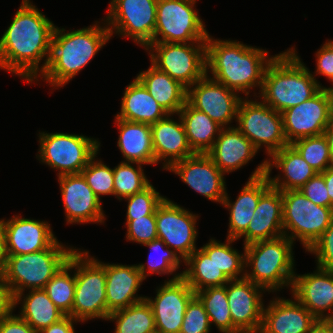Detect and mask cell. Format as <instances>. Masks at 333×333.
<instances>
[{
    "label": "cell",
    "mask_w": 333,
    "mask_h": 333,
    "mask_svg": "<svg viewBox=\"0 0 333 333\" xmlns=\"http://www.w3.org/2000/svg\"><path fill=\"white\" fill-rule=\"evenodd\" d=\"M75 294L72 312L79 322L107 319L105 268L89 255V251L75 249Z\"/></svg>",
    "instance_id": "obj_7"
},
{
    "label": "cell",
    "mask_w": 333,
    "mask_h": 333,
    "mask_svg": "<svg viewBox=\"0 0 333 333\" xmlns=\"http://www.w3.org/2000/svg\"><path fill=\"white\" fill-rule=\"evenodd\" d=\"M126 241L146 244L158 238L155 212L152 215L126 220Z\"/></svg>",
    "instance_id": "obj_46"
},
{
    "label": "cell",
    "mask_w": 333,
    "mask_h": 333,
    "mask_svg": "<svg viewBox=\"0 0 333 333\" xmlns=\"http://www.w3.org/2000/svg\"><path fill=\"white\" fill-rule=\"evenodd\" d=\"M19 308V316L34 330L40 332L62 319L65 314L52 302L44 289H31L13 297V309Z\"/></svg>",
    "instance_id": "obj_33"
},
{
    "label": "cell",
    "mask_w": 333,
    "mask_h": 333,
    "mask_svg": "<svg viewBox=\"0 0 333 333\" xmlns=\"http://www.w3.org/2000/svg\"><path fill=\"white\" fill-rule=\"evenodd\" d=\"M212 37L208 34L206 40V73H211L210 78L246 97L256 87L260 93L266 67L277 54L271 56L266 49Z\"/></svg>",
    "instance_id": "obj_2"
},
{
    "label": "cell",
    "mask_w": 333,
    "mask_h": 333,
    "mask_svg": "<svg viewBox=\"0 0 333 333\" xmlns=\"http://www.w3.org/2000/svg\"><path fill=\"white\" fill-rule=\"evenodd\" d=\"M73 270L74 274L72 273ZM75 285L74 251L70 255L68 262L46 283L44 288L48 297L65 315H69L72 312Z\"/></svg>",
    "instance_id": "obj_39"
},
{
    "label": "cell",
    "mask_w": 333,
    "mask_h": 333,
    "mask_svg": "<svg viewBox=\"0 0 333 333\" xmlns=\"http://www.w3.org/2000/svg\"><path fill=\"white\" fill-rule=\"evenodd\" d=\"M5 260H6V252H5L4 232L2 229V225L0 223V276L2 274L5 265Z\"/></svg>",
    "instance_id": "obj_55"
},
{
    "label": "cell",
    "mask_w": 333,
    "mask_h": 333,
    "mask_svg": "<svg viewBox=\"0 0 333 333\" xmlns=\"http://www.w3.org/2000/svg\"><path fill=\"white\" fill-rule=\"evenodd\" d=\"M263 287L244 278L227 283V298L233 326L240 333H259L263 316Z\"/></svg>",
    "instance_id": "obj_20"
},
{
    "label": "cell",
    "mask_w": 333,
    "mask_h": 333,
    "mask_svg": "<svg viewBox=\"0 0 333 333\" xmlns=\"http://www.w3.org/2000/svg\"><path fill=\"white\" fill-rule=\"evenodd\" d=\"M150 63L186 89L206 75V42L150 43Z\"/></svg>",
    "instance_id": "obj_11"
},
{
    "label": "cell",
    "mask_w": 333,
    "mask_h": 333,
    "mask_svg": "<svg viewBox=\"0 0 333 333\" xmlns=\"http://www.w3.org/2000/svg\"><path fill=\"white\" fill-rule=\"evenodd\" d=\"M308 333H331V330L323 319H317Z\"/></svg>",
    "instance_id": "obj_54"
},
{
    "label": "cell",
    "mask_w": 333,
    "mask_h": 333,
    "mask_svg": "<svg viewBox=\"0 0 333 333\" xmlns=\"http://www.w3.org/2000/svg\"><path fill=\"white\" fill-rule=\"evenodd\" d=\"M329 326L331 333H333V315L328 316L326 318L323 319Z\"/></svg>",
    "instance_id": "obj_57"
},
{
    "label": "cell",
    "mask_w": 333,
    "mask_h": 333,
    "mask_svg": "<svg viewBox=\"0 0 333 333\" xmlns=\"http://www.w3.org/2000/svg\"><path fill=\"white\" fill-rule=\"evenodd\" d=\"M324 176L328 195L330 197V208H333V166L321 173Z\"/></svg>",
    "instance_id": "obj_53"
},
{
    "label": "cell",
    "mask_w": 333,
    "mask_h": 333,
    "mask_svg": "<svg viewBox=\"0 0 333 333\" xmlns=\"http://www.w3.org/2000/svg\"><path fill=\"white\" fill-rule=\"evenodd\" d=\"M187 141L194 153H207L222 129L207 114L192 107L187 101L179 111Z\"/></svg>",
    "instance_id": "obj_34"
},
{
    "label": "cell",
    "mask_w": 333,
    "mask_h": 333,
    "mask_svg": "<svg viewBox=\"0 0 333 333\" xmlns=\"http://www.w3.org/2000/svg\"><path fill=\"white\" fill-rule=\"evenodd\" d=\"M169 113L158 104L144 85L137 79L126 86L116 118L152 125Z\"/></svg>",
    "instance_id": "obj_31"
},
{
    "label": "cell",
    "mask_w": 333,
    "mask_h": 333,
    "mask_svg": "<svg viewBox=\"0 0 333 333\" xmlns=\"http://www.w3.org/2000/svg\"><path fill=\"white\" fill-rule=\"evenodd\" d=\"M143 246L150 248V253L147 260L148 267H146V265L143 263L137 265L144 279L154 273L158 274L159 276L166 274L173 275V277L168 279V281H174L182 277V272L180 271V273H178L176 271H178L180 268V264L184 262L172 249L167 247L161 239L157 238L151 242L143 244Z\"/></svg>",
    "instance_id": "obj_40"
},
{
    "label": "cell",
    "mask_w": 333,
    "mask_h": 333,
    "mask_svg": "<svg viewBox=\"0 0 333 333\" xmlns=\"http://www.w3.org/2000/svg\"><path fill=\"white\" fill-rule=\"evenodd\" d=\"M58 182L67 224H104L106 218L101 200L81 173L59 176Z\"/></svg>",
    "instance_id": "obj_19"
},
{
    "label": "cell",
    "mask_w": 333,
    "mask_h": 333,
    "mask_svg": "<svg viewBox=\"0 0 333 333\" xmlns=\"http://www.w3.org/2000/svg\"><path fill=\"white\" fill-rule=\"evenodd\" d=\"M114 321V333H157L154 314L146 299L108 315L106 321Z\"/></svg>",
    "instance_id": "obj_36"
},
{
    "label": "cell",
    "mask_w": 333,
    "mask_h": 333,
    "mask_svg": "<svg viewBox=\"0 0 333 333\" xmlns=\"http://www.w3.org/2000/svg\"><path fill=\"white\" fill-rule=\"evenodd\" d=\"M290 293L316 319L333 315V270L316 267L313 273H295Z\"/></svg>",
    "instance_id": "obj_23"
},
{
    "label": "cell",
    "mask_w": 333,
    "mask_h": 333,
    "mask_svg": "<svg viewBox=\"0 0 333 333\" xmlns=\"http://www.w3.org/2000/svg\"><path fill=\"white\" fill-rule=\"evenodd\" d=\"M224 84L210 78V73L187 89L186 101L204 112L222 128L237 120V111L243 97Z\"/></svg>",
    "instance_id": "obj_16"
},
{
    "label": "cell",
    "mask_w": 333,
    "mask_h": 333,
    "mask_svg": "<svg viewBox=\"0 0 333 333\" xmlns=\"http://www.w3.org/2000/svg\"><path fill=\"white\" fill-rule=\"evenodd\" d=\"M55 27L33 2L22 0L0 38V69L20 76L28 84L39 82L37 78L49 61Z\"/></svg>",
    "instance_id": "obj_1"
},
{
    "label": "cell",
    "mask_w": 333,
    "mask_h": 333,
    "mask_svg": "<svg viewBox=\"0 0 333 333\" xmlns=\"http://www.w3.org/2000/svg\"><path fill=\"white\" fill-rule=\"evenodd\" d=\"M281 193L284 235L307 252L333 222V208L315 205L299 190Z\"/></svg>",
    "instance_id": "obj_9"
},
{
    "label": "cell",
    "mask_w": 333,
    "mask_h": 333,
    "mask_svg": "<svg viewBox=\"0 0 333 333\" xmlns=\"http://www.w3.org/2000/svg\"><path fill=\"white\" fill-rule=\"evenodd\" d=\"M268 304L263 307L259 333H308L317 320L294 296L291 300L275 297Z\"/></svg>",
    "instance_id": "obj_24"
},
{
    "label": "cell",
    "mask_w": 333,
    "mask_h": 333,
    "mask_svg": "<svg viewBox=\"0 0 333 333\" xmlns=\"http://www.w3.org/2000/svg\"><path fill=\"white\" fill-rule=\"evenodd\" d=\"M76 247L58 239L47 249L16 256H6L1 278L12 298L31 289H44L46 283L68 262Z\"/></svg>",
    "instance_id": "obj_6"
},
{
    "label": "cell",
    "mask_w": 333,
    "mask_h": 333,
    "mask_svg": "<svg viewBox=\"0 0 333 333\" xmlns=\"http://www.w3.org/2000/svg\"><path fill=\"white\" fill-rule=\"evenodd\" d=\"M94 156L81 171L88 186L100 200L104 195L114 196V171L101 159ZM96 158V159H95ZM99 159V160H97Z\"/></svg>",
    "instance_id": "obj_43"
},
{
    "label": "cell",
    "mask_w": 333,
    "mask_h": 333,
    "mask_svg": "<svg viewBox=\"0 0 333 333\" xmlns=\"http://www.w3.org/2000/svg\"><path fill=\"white\" fill-rule=\"evenodd\" d=\"M299 191L315 205L330 207V197L321 173L312 177Z\"/></svg>",
    "instance_id": "obj_48"
},
{
    "label": "cell",
    "mask_w": 333,
    "mask_h": 333,
    "mask_svg": "<svg viewBox=\"0 0 333 333\" xmlns=\"http://www.w3.org/2000/svg\"><path fill=\"white\" fill-rule=\"evenodd\" d=\"M136 78L169 114H178L186 102L187 89L152 63Z\"/></svg>",
    "instance_id": "obj_32"
},
{
    "label": "cell",
    "mask_w": 333,
    "mask_h": 333,
    "mask_svg": "<svg viewBox=\"0 0 333 333\" xmlns=\"http://www.w3.org/2000/svg\"><path fill=\"white\" fill-rule=\"evenodd\" d=\"M157 235L184 262L197 249L199 216L167 197L155 210Z\"/></svg>",
    "instance_id": "obj_14"
},
{
    "label": "cell",
    "mask_w": 333,
    "mask_h": 333,
    "mask_svg": "<svg viewBox=\"0 0 333 333\" xmlns=\"http://www.w3.org/2000/svg\"><path fill=\"white\" fill-rule=\"evenodd\" d=\"M114 119L119 129L117 147L125 159L123 162L155 165L151 126L116 117Z\"/></svg>",
    "instance_id": "obj_30"
},
{
    "label": "cell",
    "mask_w": 333,
    "mask_h": 333,
    "mask_svg": "<svg viewBox=\"0 0 333 333\" xmlns=\"http://www.w3.org/2000/svg\"><path fill=\"white\" fill-rule=\"evenodd\" d=\"M307 252L315 254L317 267L333 270V222Z\"/></svg>",
    "instance_id": "obj_47"
},
{
    "label": "cell",
    "mask_w": 333,
    "mask_h": 333,
    "mask_svg": "<svg viewBox=\"0 0 333 333\" xmlns=\"http://www.w3.org/2000/svg\"><path fill=\"white\" fill-rule=\"evenodd\" d=\"M39 162L57 170V177L80 174L89 161L98 154V139L69 133L39 132Z\"/></svg>",
    "instance_id": "obj_8"
},
{
    "label": "cell",
    "mask_w": 333,
    "mask_h": 333,
    "mask_svg": "<svg viewBox=\"0 0 333 333\" xmlns=\"http://www.w3.org/2000/svg\"><path fill=\"white\" fill-rule=\"evenodd\" d=\"M12 309L0 319V333H38Z\"/></svg>",
    "instance_id": "obj_50"
},
{
    "label": "cell",
    "mask_w": 333,
    "mask_h": 333,
    "mask_svg": "<svg viewBox=\"0 0 333 333\" xmlns=\"http://www.w3.org/2000/svg\"><path fill=\"white\" fill-rule=\"evenodd\" d=\"M164 198L152 184L143 191L124 198L128 203L125 220H135L152 215Z\"/></svg>",
    "instance_id": "obj_44"
},
{
    "label": "cell",
    "mask_w": 333,
    "mask_h": 333,
    "mask_svg": "<svg viewBox=\"0 0 333 333\" xmlns=\"http://www.w3.org/2000/svg\"><path fill=\"white\" fill-rule=\"evenodd\" d=\"M258 150L237 128H222L213 147L206 153L224 173H232L249 163Z\"/></svg>",
    "instance_id": "obj_29"
},
{
    "label": "cell",
    "mask_w": 333,
    "mask_h": 333,
    "mask_svg": "<svg viewBox=\"0 0 333 333\" xmlns=\"http://www.w3.org/2000/svg\"><path fill=\"white\" fill-rule=\"evenodd\" d=\"M167 171L173 172L191 189L213 202L222 204L226 193L224 173L206 153L175 162Z\"/></svg>",
    "instance_id": "obj_18"
},
{
    "label": "cell",
    "mask_w": 333,
    "mask_h": 333,
    "mask_svg": "<svg viewBox=\"0 0 333 333\" xmlns=\"http://www.w3.org/2000/svg\"><path fill=\"white\" fill-rule=\"evenodd\" d=\"M13 309V298L7 285L0 277V319Z\"/></svg>",
    "instance_id": "obj_52"
},
{
    "label": "cell",
    "mask_w": 333,
    "mask_h": 333,
    "mask_svg": "<svg viewBox=\"0 0 333 333\" xmlns=\"http://www.w3.org/2000/svg\"><path fill=\"white\" fill-rule=\"evenodd\" d=\"M99 23L69 32L56 26L47 67L38 78L56 89L67 85L111 39L105 21Z\"/></svg>",
    "instance_id": "obj_3"
},
{
    "label": "cell",
    "mask_w": 333,
    "mask_h": 333,
    "mask_svg": "<svg viewBox=\"0 0 333 333\" xmlns=\"http://www.w3.org/2000/svg\"><path fill=\"white\" fill-rule=\"evenodd\" d=\"M0 223L6 256L38 252L49 248L57 240L47 221L14 215L8 220L1 219Z\"/></svg>",
    "instance_id": "obj_22"
},
{
    "label": "cell",
    "mask_w": 333,
    "mask_h": 333,
    "mask_svg": "<svg viewBox=\"0 0 333 333\" xmlns=\"http://www.w3.org/2000/svg\"><path fill=\"white\" fill-rule=\"evenodd\" d=\"M281 114L288 144L301 138L321 135L333 121L332 97L322 87L310 99Z\"/></svg>",
    "instance_id": "obj_15"
},
{
    "label": "cell",
    "mask_w": 333,
    "mask_h": 333,
    "mask_svg": "<svg viewBox=\"0 0 333 333\" xmlns=\"http://www.w3.org/2000/svg\"><path fill=\"white\" fill-rule=\"evenodd\" d=\"M295 49L291 47L274 57L266 67L260 93H253L279 113L310 99L323 87Z\"/></svg>",
    "instance_id": "obj_4"
},
{
    "label": "cell",
    "mask_w": 333,
    "mask_h": 333,
    "mask_svg": "<svg viewBox=\"0 0 333 333\" xmlns=\"http://www.w3.org/2000/svg\"><path fill=\"white\" fill-rule=\"evenodd\" d=\"M332 113H333V97H332Z\"/></svg>",
    "instance_id": "obj_59"
},
{
    "label": "cell",
    "mask_w": 333,
    "mask_h": 333,
    "mask_svg": "<svg viewBox=\"0 0 333 333\" xmlns=\"http://www.w3.org/2000/svg\"><path fill=\"white\" fill-rule=\"evenodd\" d=\"M95 259L105 268L107 318L110 313L127 308L145 299L146 296L137 295L142 282L145 280L137 264H110Z\"/></svg>",
    "instance_id": "obj_25"
},
{
    "label": "cell",
    "mask_w": 333,
    "mask_h": 333,
    "mask_svg": "<svg viewBox=\"0 0 333 333\" xmlns=\"http://www.w3.org/2000/svg\"><path fill=\"white\" fill-rule=\"evenodd\" d=\"M74 322L77 323L79 321L69 315H65L62 319L38 333H75Z\"/></svg>",
    "instance_id": "obj_51"
},
{
    "label": "cell",
    "mask_w": 333,
    "mask_h": 333,
    "mask_svg": "<svg viewBox=\"0 0 333 333\" xmlns=\"http://www.w3.org/2000/svg\"><path fill=\"white\" fill-rule=\"evenodd\" d=\"M173 114L150 125L152 132V145L155 155V165L164 161L163 170H168L175 162L193 156L182 120L173 119ZM172 117V118H171Z\"/></svg>",
    "instance_id": "obj_26"
},
{
    "label": "cell",
    "mask_w": 333,
    "mask_h": 333,
    "mask_svg": "<svg viewBox=\"0 0 333 333\" xmlns=\"http://www.w3.org/2000/svg\"><path fill=\"white\" fill-rule=\"evenodd\" d=\"M237 239L227 238L225 243L211 238L201 249L213 260L220 271L229 279L245 277V252L239 253L232 246Z\"/></svg>",
    "instance_id": "obj_37"
},
{
    "label": "cell",
    "mask_w": 333,
    "mask_h": 333,
    "mask_svg": "<svg viewBox=\"0 0 333 333\" xmlns=\"http://www.w3.org/2000/svg\"><path fill=\"white\" fill-rule=\"evenodd\" d=\"M195 295L200 299L212 323L220 333H240L234 326L229 310L227 298V284L208 287L197 291Z\"/></svg>",
    "instance_id": "obj_38"
},
{
    "label": "cell",
    "mask_w": 333,
    "mask_h": 333,
    "mask_svg": "<svg viewBox=\"0 0 333 333\" xmlns=\"http://www.w3.org/2000/svg\"><path fill=\"white\" fill-rule=\"evenodd\" d=\"M197 0H157L156 27L151 43L206 42L208 31Z\"/></svg>",
    "instance_id": "obj_10"
},
{
    "label": "cell",
    "mask_w": 333,
    "mask_h": 333,
    "mask_svg": "<svg viewBox=\"0 0 333 333\" xmlns=\"http://www.w3.org/2000/svg\"><path fill=\"white\" fill-rule=\"evenodd\" d=\"M291 145L317 173L333 166L329 146L323 134L298 139Z\"/></svg>",
    "instance_id": "obj_42"
},
{
    "label": "cell",
    "mask_w": 333,
    "mask_h": 333,
    "mask_svg": "<svg viewBox=\"0 0 333 333\" xmlns=\"http://www.w3.org/2000/svg\"><path fill=\"white\" fill-rule=\"evenodd\" d=\"M316 70L311 75L325 76L329 81L333 78V41L327 40L316 52ZM313 73V74H312Z\"/></svg>",
    "instance_id": "obj_49"
},
{
    "label": "cell",
    "mask_w": 333,
    "mask_h": 333,
    "mask_svg": "<svg viewBox=\"0 0 333 333\" xmlns=\"http://www.w3.org/2000/svg\"><path fill=\"white\" fill-rule=\"evenodd\" d=\"M323 135L327 140L331 159L333 162V121L325 128Z\"/></svg>",
    "instance_id": "obj_56"
},
{
    "label": "cell",
    "mask_w": 333,
    "mask_h": 333,
    "mask_svg": "<svg viewBox=\"0 0 333 333\" xmlns=\"http://www.w3.org/2000/svg\"><path fill=\"white\" fill-rule=\"evenodd\" d=\"M243 97L237 111L236 128L247 137L259 151L265 148L270 157L289 145L283 131L282 114L265 104Z\"/></svg>",
    "instance_id": "obj_12"
},
{
    "label": "cell",
    "mask_w": 333,
    "mask_h": 333,
    "mask_svg": "<svg viewBox=\"0 0 333 333\" xmlns=\"http://www.w3.org/2000/svg\"><path fill=\"white\" fill-rule=\"evenodd\" d=\"M210 330L208 314L195 295L187 305L180 333H210Z\"/></svg>",
    "instance_id": "obj_45"
},
{
    "label": "cell",
    "mask_w": 333,
    "mask_h": 333,
    "mask_svg": "<svg viewBox=\"0 0 333 333\" xmlns=\"http://www.w3.org/2000/svg\"><path fill=\"white\" fill-rule=\"evenodd\" d=\"M136 164V166H134ZM144 164L123 162L113 168L114 196L120 201L147 188L151 182L144 173ZM136 167V168H134Z\"/></svg>",
    "instance_id": "obj_41"
},
{
    "label": "cell",
    "mask_w": 333,
    "mask_h": 333,
    "mask_svg": "<svg viewBox=\"0 0 333 333\" xmlns=\"http://www.w3.org/2000/svg\"><path fill=\"white\" fill-rule=\"evenodd\" d=\"M271 187L266 175V159L249 176L236 200L232 202L227 193L222 204L229 211L227 238L239 239L253 219L260 197Z\"/></svg>",
    "instance_id": "obj_21"
},
{
    "label": "cell",
    "mask_w": 333,
    "mask_h": 333,
    "mask_svg": "<svg viewBox=\"0 0 333 333\" xmlns=\"http://www.w3.org/2000/svg\"><path fill=\"white\" fill-rule=\"evenodd\" d=\"M330 82H332L333 84V78L330 80ZM333 86V85H332ZM325 89V91L331 96L333 97V87H323Z\"/></svg>",
    "instance_id": "obj_58"
},
{
    "label": "cell",
    "mask_w": 333,
    "mask_h": 333,
    "mask_svg": "<svg viewBox=\"0 0 333 333\" xmlns=\"http://www.w3.org/2000/svg\"><path fill=\"white\" fill-rule=\"evenodd\" d=\"M194 290L181 277L164 281L157 287L155 298L145 297L151 305L157 333H180L184 314Z\"/></svg>",
    "instance_id": "obj_17"
},
{
    "label": "cell",
    "mask_w": 333,
    "mask_h": 333,
    "mask_svg": "<svg viewBox=\"0 0 333 333\" xmlns=\"http://www.w3.org/2000/svg\"><path fill=\"white\" fill-rule=\"evenodd\" d=\"M293 243L282 235L244 246L245 278L268 293H277L283 287H289L291 291L295 275Z\"/></svg>",
    "instance_id": "obj_5"
},
{
    "label": "cell",
    "mask_w": 333,
    "mask_h": 333,
    "mask_svg": "<svg viewBox=\"0 0 333 333\" xmlns=\"http://www.w3.org/2000/svg\"><path fill=\"white\" fill-rule=\"evenodd\" d=\"M284 235L282 193L270 187L261 197L246 232L243 245Z\"/></svg>",
    "instance_id": "obj_27"
},
{
    "label": "cell",
    "mask_w": 333,
    "mask_h": 333,
    "mask_svg": "<svg viewBox=\"0 0 333 333\" xmlns=\"http://www.w3.org/2000/svg\"><path fill=\"white\" fill-rule=\"evenodd\" d=\"M273 167L281 173L271 178ZM316 174L317 172L291 144L273 153L269 159L266 158V175L270 185L281 192L300 190Z\"/></svg>",
    "instance_id": "obj_28"
},
{
    "label": "cell",
    "mask_w": 333,
    "mask_h": 333,
    "mask_svg": "<svg viewBox=\"0 0 333 333\" xmlns=\"http://www.w3.org/2000/svg\"><path fill=\"white\" fill-rule=\"evenodd\" d=\"M184 264L187 267L182 271V278L195 293L208 287L226 285L230 281L201 248H197Z\"/></svg>",
    "instance_id": "obj_35"
},
{
    "label": "cell",
    "mask_w": 333,
    "mask_h": 333,
    "mask_svg": "<svg viewBox=\"0 0 333 333\" xmlns=\"http://www.w3.org/2000/svg\"><path fill=\"white\" fill-rule=\"evenodd\" d=\"M106 26L119 37H129L144 49L153 41L156 27L157 0H111ZM114 30V31H113Z\"/></svg>",
    "instance_id": "obj_13"
}]
</instances>
